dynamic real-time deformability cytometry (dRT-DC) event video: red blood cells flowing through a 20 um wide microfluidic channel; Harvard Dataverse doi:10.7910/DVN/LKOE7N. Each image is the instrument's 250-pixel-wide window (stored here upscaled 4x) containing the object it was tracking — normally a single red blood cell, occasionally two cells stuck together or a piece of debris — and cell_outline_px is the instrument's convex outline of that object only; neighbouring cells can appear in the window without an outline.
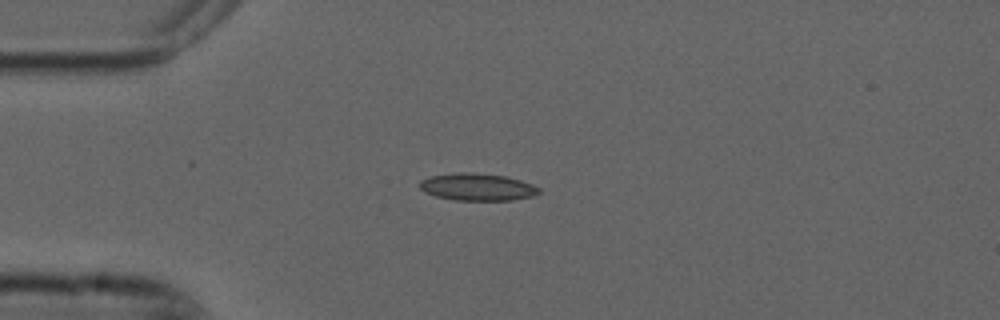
{"species": "common noctule bat (a hibernating species)", "species_latin": "Nyctalus noctula", "temperature_condition": "cold", "stored_images_in_passage": 4, "camera_frame_rate_fps": 3000, "um_per_image_px": 0.085, "animal": {"sex": "male", "forearm_length_mm": 52.5}, "frame": {"image": 1, "passage_image": 3, "time_ms": 0.667, "image_size_px": [1000, 320], "cell_outline_px": [[540, 192], [532, 196], [512, 200], [456, 200], [436, 196], [420, 188], [420, 180], [432, 176], [456, 172], [472, 172], [504, 176], [520, 180], [532, 184], [540, 188]], "centroid_in_image_um": [40.6, 15.89], "position_along_channel_um": 44.4, "area_um2": 18.73}}
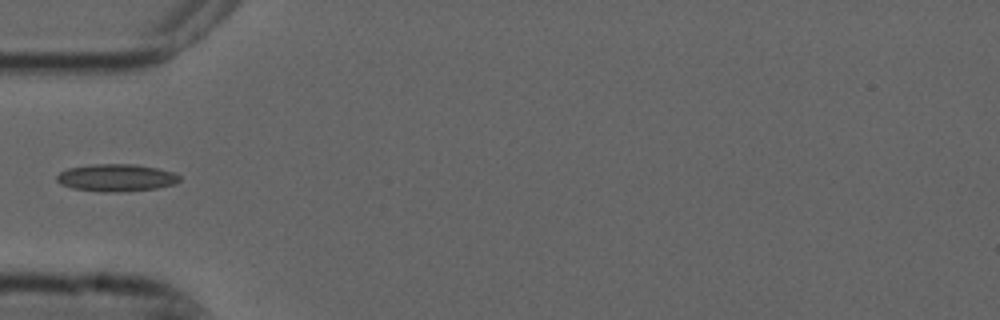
{"frame": {"image": 2, "passage_image": 4, "time_ms": 1.0, "image_size_px": [1000, 320], "cell_outline_px": [[180, 180], [176, 184], [156, 188], [120, 192], [100, 192], [72, 188], [60, 184], [56, 180], [56, 176], [60, 172], [68, 168], [92, 164], [136, 164], [156, 168], [172, 172], [180, 176]], "centroid_in_image_um": [9.86, 15.11], "position_along_channel_um": 75.1, "area_um2": 19.65}}